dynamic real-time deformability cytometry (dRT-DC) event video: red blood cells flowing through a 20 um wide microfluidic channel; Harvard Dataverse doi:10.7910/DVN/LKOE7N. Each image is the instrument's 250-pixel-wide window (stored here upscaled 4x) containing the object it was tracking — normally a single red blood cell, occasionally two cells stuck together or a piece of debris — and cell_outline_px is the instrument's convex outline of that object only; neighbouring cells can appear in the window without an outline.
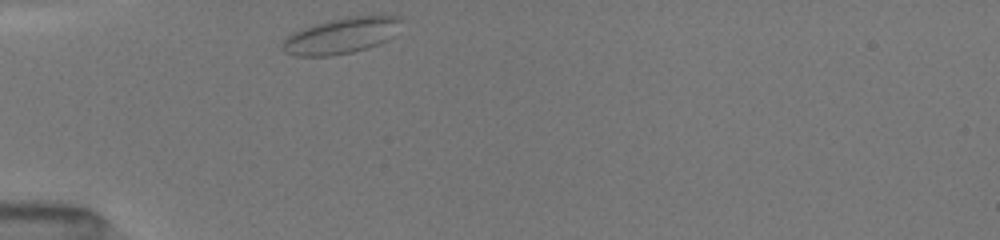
{"species": "common noctule bat (a hibernating species)", "species_latin": "Nyctalus noctula", "temperature_condition": "room temperature", "stored_images_in_passage": 3, "camera_frame_rate_fps": 3000, "um_per_image_px": 0.085, "animal": {"sex": "female", "body_mass_g": 19.5, "forearm_length_mm": 54.1}, "frame": {"image": 1, "passage_image": 1, "time_ms": 0.0, "image_size_px": [1000, 240], "cell_outline_px": [[400, 20], [396, 36], [380, 44], [368, 48], [352, 52], [328, 56], [296, 56], [284, 52], [280, 48], [280, 44], [288, 36], [304, 28], [328, 20], [348, 16], [396, 16]], "centroid_in_image_um": [29.01, 3.05], "position_along_channel_um": 56.0, "area_um2": 24.8}}